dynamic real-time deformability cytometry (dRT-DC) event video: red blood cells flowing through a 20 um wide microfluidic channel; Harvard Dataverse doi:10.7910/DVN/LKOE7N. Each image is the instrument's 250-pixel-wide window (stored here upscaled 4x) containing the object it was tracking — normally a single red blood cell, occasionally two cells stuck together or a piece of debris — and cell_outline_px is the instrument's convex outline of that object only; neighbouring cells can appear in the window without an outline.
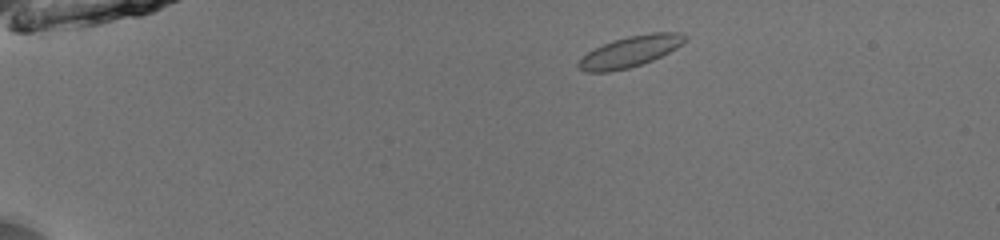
{"species": "common noctule bat (a hibernating species)", "species_latin": "Nyctalus noctula", "temperature_condition": "room temperature", "stored_images_in_passage": 43, "camera_frame_rate_fps": 3000, "um_per_image_px": 0.085, "animal": {"sex": "male", "body_mass_g": 13.0, "forearm_length_mm": 53.1}, "frame": {"image": 1, "passage_image": 1, "time_ms": 0.0, "image_size_px": [1000, 240], "cell_outline_px": [[688, 40], [676, 48], [652, 60], [628, 68], [608, 72], [584, 72], [576, 68], [576, 64], [588, 52], [612, 40], [628, 36], [652, 32], [680, 32], [688, 36]], "centroid_in_image_um": [53.57, 4.37], "position_along_channel_um": 31.4, "area_um2": 19.19}}
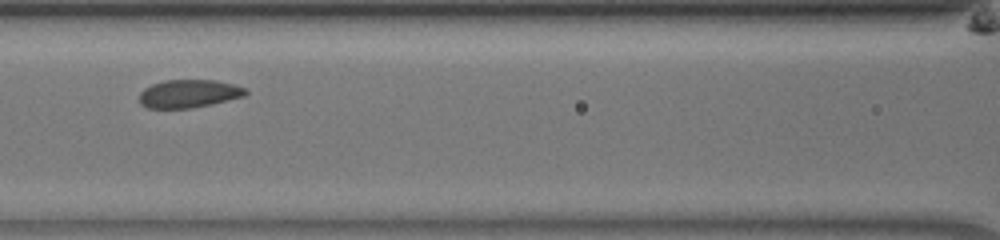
{"frame": {"image": 2, "passage_image": 16, "time_ms": 5.0, "image_size_px": [1000, 240], "cell_outline_px": [[248, 92], [244, 96], [212, 104], [192, 108], [148, 108], [140, 104], [140, 92], [144, 88], [152, 84], [164, 80], [216, 80], [232, 84], [244, 88]], "centroid_in_image_um": [16.03, 7.96], "position_along_channel_um": 150.6, "area_um2": 17.34}}
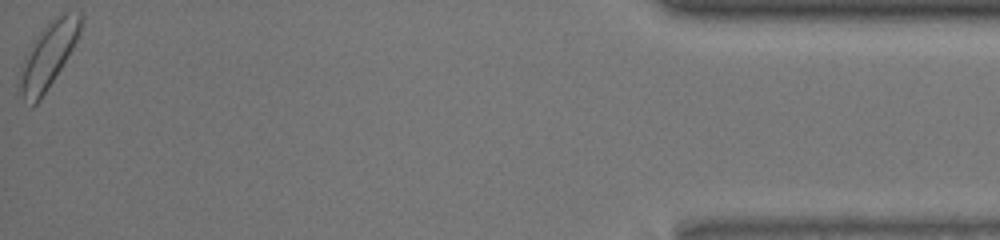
{"frame": {"image": 3, "passage_image": 43, "time_ms": 14.0, "image_size_px": [1000, 240], "cell_outline_px": [[80, 32], [72, 48], [60, 68], [40, 100], [32, 108], [16, 92], [16, 84], [20, 68], [24, 56], [48, 20], [52, 16], [64, 12], [80, 12]], "centroid_in_image_um": [4.01, 4.76], "position_along_channel_um": 431.2, "area_um2": 23.35}, "authors_computed_cell_mechanics": {"area_um2": 18.3226, "velocity_mm_per_s": 3.9387, "shape_relaxation_time_tau1_ms": 1.752, "shape_relaxation_time_tau2_ms": 3.8327, "deformation_change_tau1": 0.0437, "deformation_change_tau2": 0.0784}}